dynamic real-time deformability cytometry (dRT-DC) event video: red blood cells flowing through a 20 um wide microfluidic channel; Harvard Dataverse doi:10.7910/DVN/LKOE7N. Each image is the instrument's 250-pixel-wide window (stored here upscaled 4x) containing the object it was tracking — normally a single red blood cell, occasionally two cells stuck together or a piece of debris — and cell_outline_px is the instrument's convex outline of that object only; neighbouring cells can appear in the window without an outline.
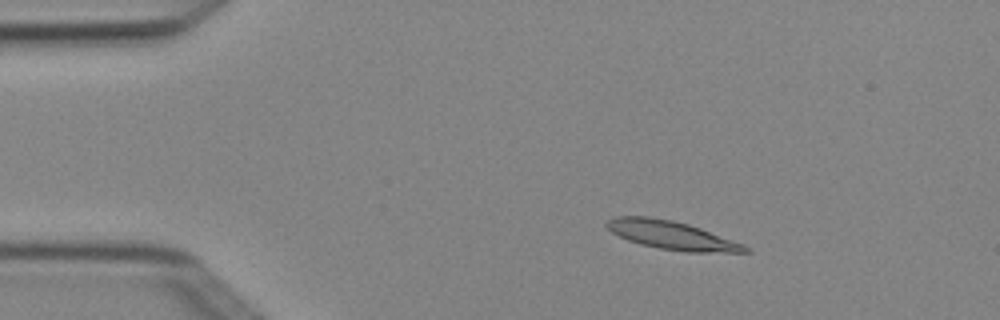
{"species": "Egyptian fruit bat (a non-hibernating species)", "species_latin": "Rousettus aegyptiacus", "temperature_condition": "cold", "stored_images_in_passage": 7, "camera_frame_rate_fps": 3000, "um_per_image_px": 0.085, "animal": {"sex": "female"}, "frame": {"image": 1, "passage_image": 3, "time_ms": 0.667, "image_size_px": [1000, 320], "cell_outline_px": [[752, 252], [684, 252], [660, 248], [640, 244], [628, 240], [612, 232], [604, 224], [608, 220], [616, 216], [648, 216], [672, 220], [688, 224], [700, 228], [744, 244], [752, 248]], "centroid_in_image_um": [57.12, 19.99], "position_along_channel_um": 27.9, "area_um2": 22.89}}
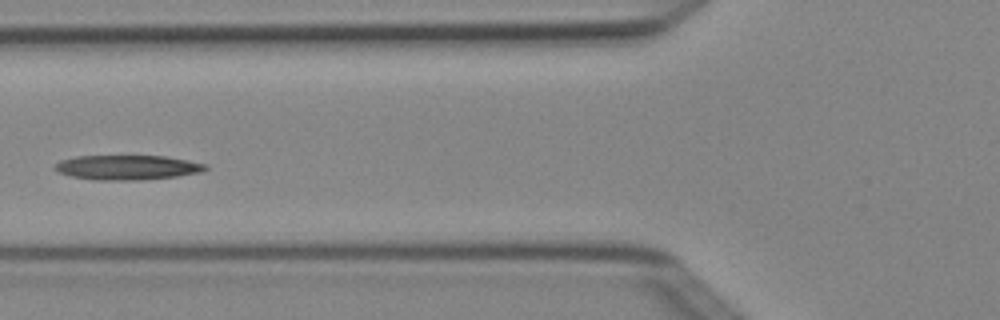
{"frame": {"image": 2, "passage_image": 6, "time_ms": 1.667, "image_size_px": [1000, 320], "cell_outline_px": [[208, 168], [204, 172], [176, 176], [140, 180], [92, 180], [72, 176], [60, 172], [52, 168], [60, 160], [76, 156], [164, 156], [188, 160], [208, 164]], "centroid_in_image_um": [10.85, 14.23], "position_along_channel_um": 114.9, "area_um2": 21.73}}
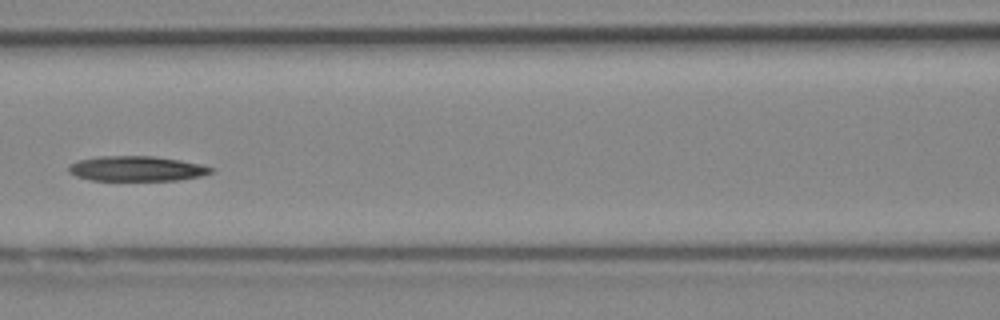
{"frame": {"image": 3, "passage_image": 7, "time_ms": 2.0, "image_size_px": [1000, 320], "cell_outline_px": [[216, 168], [212, 172], [200, 176], [180, 180], [92, 180], [76, 176], [68, 172], [68, 164], [76, 160], [96, 156], [152, 156], [180, 160], [200, 164]], "centroid_in_image_um": [11.58, 14.32], "position_along_channel_um": 155.0, "area_um2": 20.92}}